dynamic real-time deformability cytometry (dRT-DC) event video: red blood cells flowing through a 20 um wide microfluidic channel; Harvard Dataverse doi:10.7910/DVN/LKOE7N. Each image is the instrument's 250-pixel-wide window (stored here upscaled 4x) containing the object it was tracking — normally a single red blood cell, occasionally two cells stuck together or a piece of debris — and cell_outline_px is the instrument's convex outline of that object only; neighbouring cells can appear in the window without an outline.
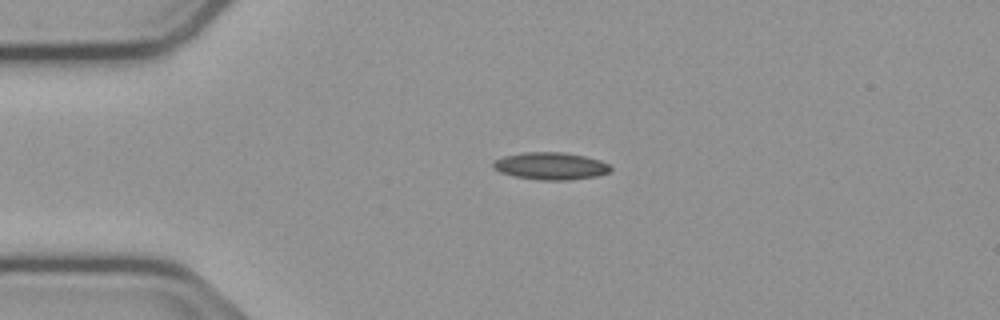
{"species": "common noctule bat (a hibernating species)", "species_latin": "Nyctalus noctula", "temperature_condition": "cold", "stored_images_in_passage": 43, "camera_frame_rate_fps": 3000, "um_per_image_px": 0.085, "animal": {"sex": "male", "body_mass_g": 23.1, "forearm_length_mm": 52.7}, "frame": {"image": 1, "passage_image": 1, "time_ms": 0.0, "image_size_px": [1000, 320], "cell_outline_px": [[612, 172], [596, 176], [568, 180], [540, 180], [516, 176], [500, 172], [492, 168], [492, 164], [496, 160], [504, 156], [524, 152], [560, 152], [584, 156], [600, 160], [608, 164], [612, 168]], "centroid_in_image_um": [46.82, 14.11], "position_along_channel_um": 38.2, "area_um2": 18.61}}
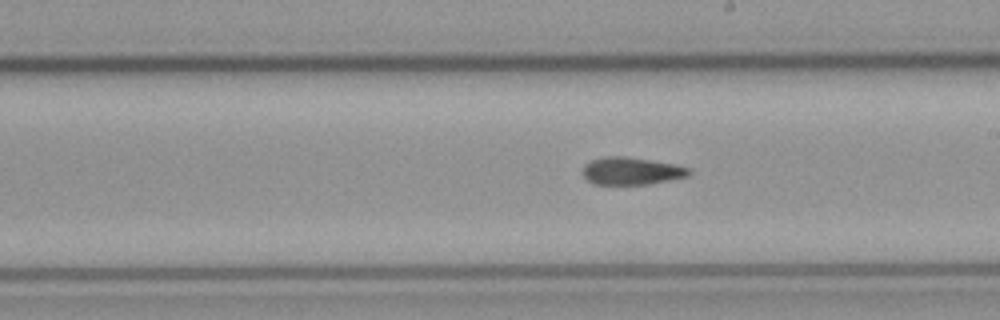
{"frame": {"image": 2, "passage_image": 19, "time_ms": 6.0, "image_size_px": [1000, 320], "cell_outline_px": [[692, 172], [688, 176], [648, 184], [592, 184], [584, 176], [584, 164], [592, 160], [604, 156], [624, 156], [672, 164], [688, 168]], "centroid_in_image_um": [53.64, 14.53], "position_along_channel_um": 235.4, "area_um2": 16.7}}
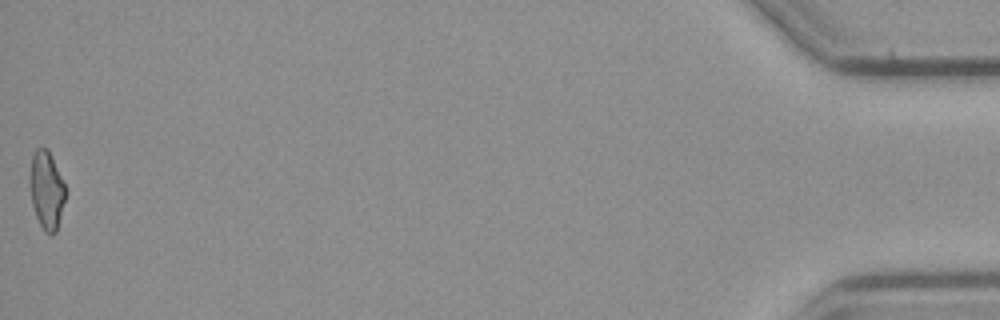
{"frame": {"image": 3, "passage_image": 43, "time_ms": 14.0, "image_size_px": [1000, 320], "cell_outline_px": [[64, 200], [56, 232], [52, 236], [44, 232], [36, 216], [32, 204], [32, 156], [36, 148], [48, 148], [64, 184]], "centroid_in_image_um": [3.97, 16.2], "position_along_channel_um": 431.2, "area_um2": 15.37}, "authors_computed_cell_mechanics": {"area_um2": 17.1666, "velocity_mm_per_s": 3.7664, "shape_relaxation_time_tau1_ms": 6.7434, "shape_relaxation_time_tau2_ms": 6.1246, "deformation_change_tau1": 0.1536, "deformation_change_tau2": 0.1504}}